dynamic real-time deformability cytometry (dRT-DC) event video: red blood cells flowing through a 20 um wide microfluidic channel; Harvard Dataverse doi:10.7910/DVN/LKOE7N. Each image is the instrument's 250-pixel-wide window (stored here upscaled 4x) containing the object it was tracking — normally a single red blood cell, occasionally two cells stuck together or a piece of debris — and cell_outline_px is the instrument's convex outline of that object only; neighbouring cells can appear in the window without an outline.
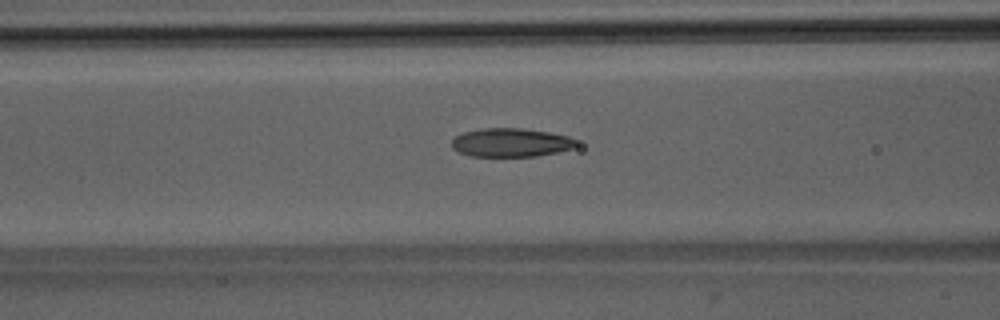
{"species": "Egyptian fruit bat (a non-hibernating species)", "species_latin": "Rousettus aegyptiacus", "temperature_condition": "room temperature", "stored_images_in_passage": 44, "segment_of_instrument_passage": [1, 2], "camera_frame_rate_fps": 3000, "um_per_image_px": 0.085, "animal": {"sex": "male"}, "frame": {"image": 1, "passage_image": 13, "time_ms": 4.0, "image_size_px": [1000, 320], "cell_outline_px": [[576, 144], [572, 148], [556, 152], [536, 156], [472, 156], [460, 152], [452, 148], [452, 140], [456, 136], [464, 132], [480, 128], [524, 128], [548, 132], [568, 136], [576, 140]], "centroid_in_image_um": [43.41, 12.11], "position_along_channel_um": 123.2, "area_um2": 20.63}}
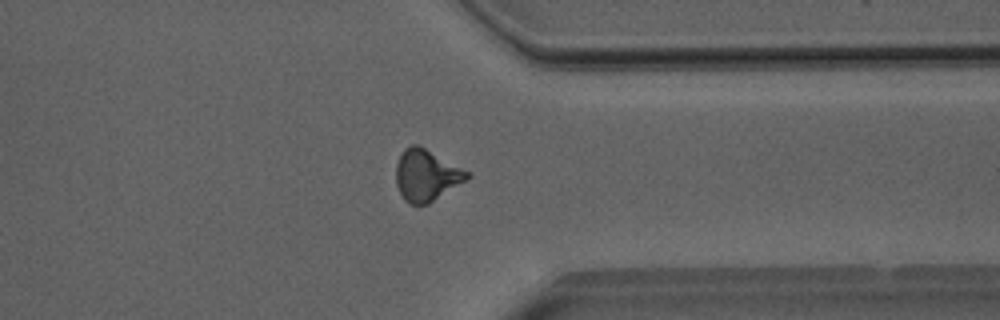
{"frame": {"image": 2, "passage_image": 32, "time_ms": 10.333, "image_size_px": [1000, 320], "cell_outline_px": [[472, 176], [428, 204], [412, 204], [404, 200], [396, 184], [396, 164], [404, 148], [412, 144], [420, 144], [468, 172]], "centroid_in_image_um": [36.22, 14.88], "position_along_channel_um": 375.2, "area_um2": 21.15}}
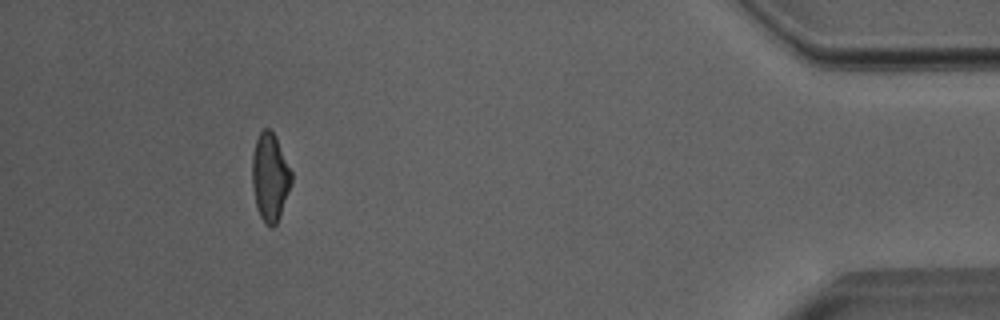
{"frame": {"image": 3, "passage_image": 39, "time_ms": 12.667, "image_size_px": [1000, 320], "cell_outline_px": [[292, 184], [280, 216], [276, 224], [272, 228], [264, 224], [256, 208], [252, 188], [252, 152], [256, 140], [260, 132], [264, 128], [268, 128], [276, 136], [292, 172]], "centroid_in_image_um": [22.95, 15.08], "position_along_channel_um": 412.3, "area_um2": 20.46}}